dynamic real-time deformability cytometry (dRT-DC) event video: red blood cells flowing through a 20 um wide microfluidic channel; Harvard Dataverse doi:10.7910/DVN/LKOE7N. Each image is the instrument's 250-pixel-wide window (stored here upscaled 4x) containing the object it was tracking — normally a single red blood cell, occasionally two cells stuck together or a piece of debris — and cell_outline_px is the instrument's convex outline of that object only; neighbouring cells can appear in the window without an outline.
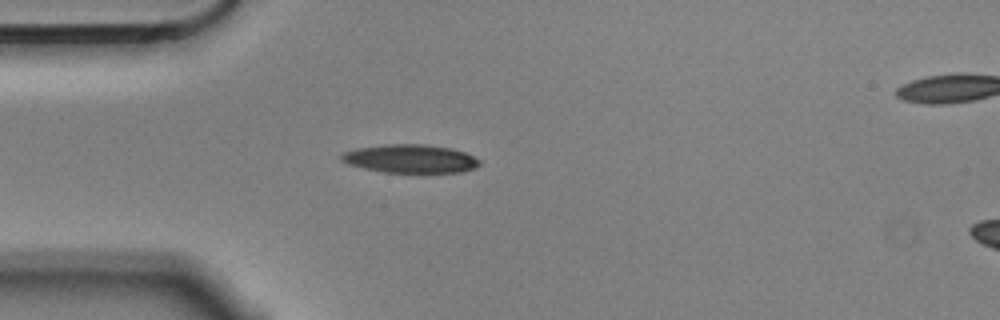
{"species": "Egyptian fruit bat (a non-hibernating species)", "species_latin": "Rousettus aegyptiacus", "temperature_condition": "cold", "stored_images_in_passage": 5, "segment_of_instrument_passage": [1, 2], "camera_frame_rate_fps": 3000, "um_per_image_px": 0.085, "animal": {"sex": "male"}, "frame": {"image": 1, "passage_image": 4, "time_ms": 1.0, "image_size_px": [1000, 320], "cell_outline_px": [[480, 164], [476, 168], [464, 172], [384, 172], [364, 168], [348, 164], [340, 160], [340, 156], [344, 152], [356, 148], [384, 144], [424, 144], [452, 148], [464, 152], [480, 160]], "centroid_in_image_um": [34.88, 13.48], "position_along_channel_um": 50.1, "area_um2": 22.89}}